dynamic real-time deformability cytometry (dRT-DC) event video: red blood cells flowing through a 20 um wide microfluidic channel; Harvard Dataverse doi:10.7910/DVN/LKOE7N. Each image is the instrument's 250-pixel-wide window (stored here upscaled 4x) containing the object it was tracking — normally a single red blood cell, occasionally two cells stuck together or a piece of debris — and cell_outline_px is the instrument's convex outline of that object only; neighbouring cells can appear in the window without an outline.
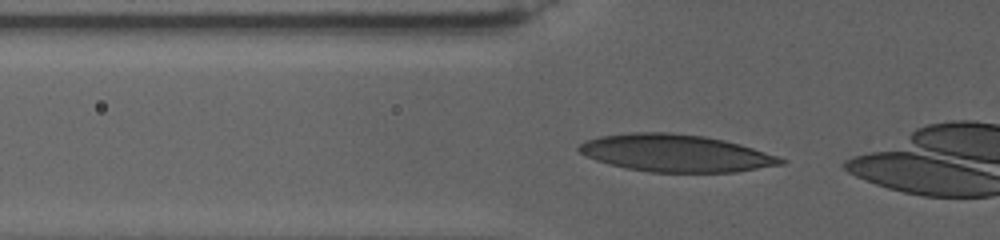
{"species": "human", "species_latin": "Homo sapiens", "temperature_condition": "warm", "stored_images_in_passage": 37, "camera_frame_rate_fps": 3000, "um_per_image_px": 0.085, "donor": {"sex": "female"}, "frame": {"image": 1, "passage_image": 3, "time_ms": 1.333, "image_size_px": [1000, 240], "cell_outline_px": [[788, 160], [784, 164], [736, 172], [648, 172], [608, 164], [596, 160], [580, 152], [576, 148], [580, 144], [588, 140], [600, 136], [632, 132], [668, 132], [704, 136], [724, 140], [740, 144]], "centroid_in_image_um": [57.44, 13.02], "position_along_channel_um": 68.4, "area_um2": 43.64}}
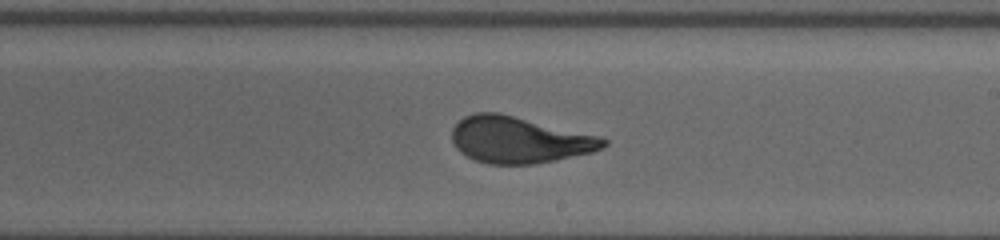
{"frame": {"image": 2, "passage_image": 18, "time_ms": 8.0, "image_size_px": [1000, 240], "cell_outline_px": [[608, 144], [604, 148], [592, 152], [556, 160], [536, 164], [488, 164], [476, 160], [460, 152], [456, 148], [452, 140], [452, 128], [464, 116], [476, 112], [500, 112], [604, 136], [608, 140]], "centroid_in_image_um": [44.19, 11.87], "position_along_channel_um": 244.8, "area_um2": 41.62}}
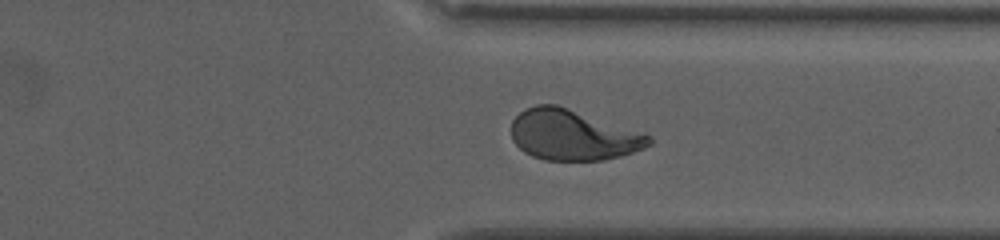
{"frame": {"image": 3, "passage_image": 31, "time_ms": 12.333, "image_size_px": [1000, 240], "cell_outline_px": [[652, 144], [644, 148], [620, 156], [604, 160], [544, 160], [532, 156], [524, 152], [512, 140], [512, 120], [524, 108], [536, 104], [556, 104], [652, 136]], "centroid_in_image_um": [48.66, 11.48], "position_along_channel_um": 362.7, "area_um2": 40.34}}